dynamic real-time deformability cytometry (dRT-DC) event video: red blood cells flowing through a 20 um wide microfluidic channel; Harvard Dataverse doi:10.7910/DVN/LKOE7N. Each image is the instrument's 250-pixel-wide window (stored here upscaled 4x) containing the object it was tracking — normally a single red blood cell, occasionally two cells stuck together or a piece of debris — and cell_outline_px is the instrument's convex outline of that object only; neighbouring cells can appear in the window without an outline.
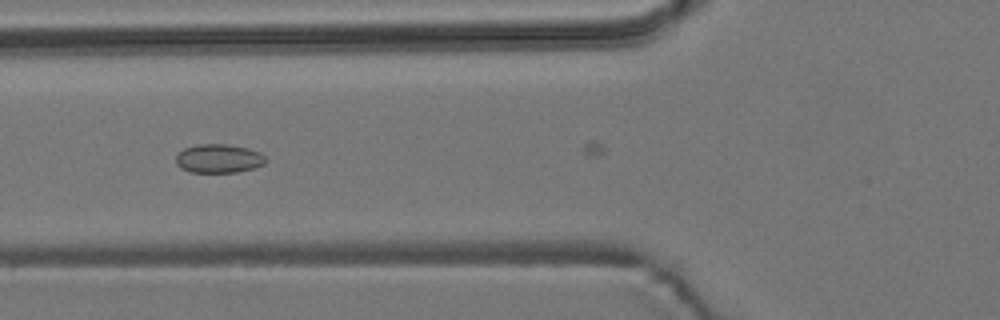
{"species": "common noctule bat (a hibernating species)", "species_latin": "Nyctalus noctula", "temperature_condition": "room temperature", "stored_images_in_passage": 32, "camera_frame_rate_fps": 3000, "um_per_image_px": 0.085, "animal": {"sex": "male", "body_mass_g": 19.2, "forearm_length_mm": 51.8}, "frame": {"image": 1, "passage_image": 4, "time_ms": 1.0, "image_size_px": [1000, 320], "cell_outline_px": [[268, 160], [264, 164], [256, 168], [236, 172], [192, 172], [180, 168], [176, 164], [176, 156], [184, 148], [196, 144], [228, 144], [248, 148], [260, 152]], "centroid_in_image_um": [18.61, 13.47], "position_along_channel_um": 107.2, "area_um2": 15.2}}
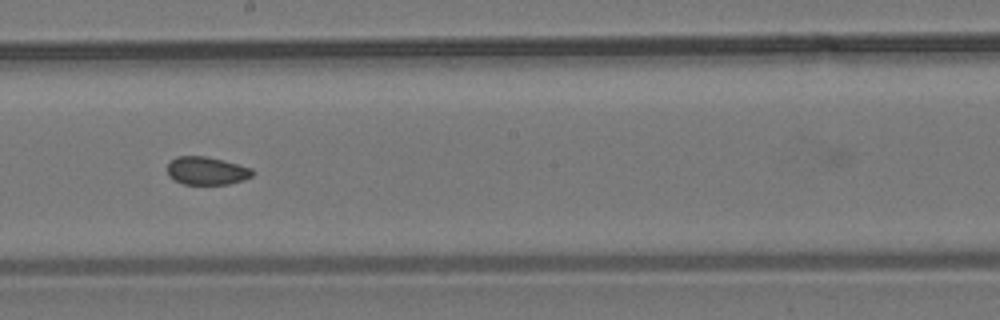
{"frame": {"image": 2, "passage_image": 14, "time_ms": 4.333, "image_size_px": [1000, 320], "cell_outline_px": [[256, 172], [252, 176], [244, 180], [228, 184], [184, 184], [168, 176], [168, 164], [176, 156], [204, 156], [224, 160], [252, 168]], "centroid_in_image_um": [17.61, 14.51], "position_along_channel_um": 230.6, "area_um2": 13.93}}
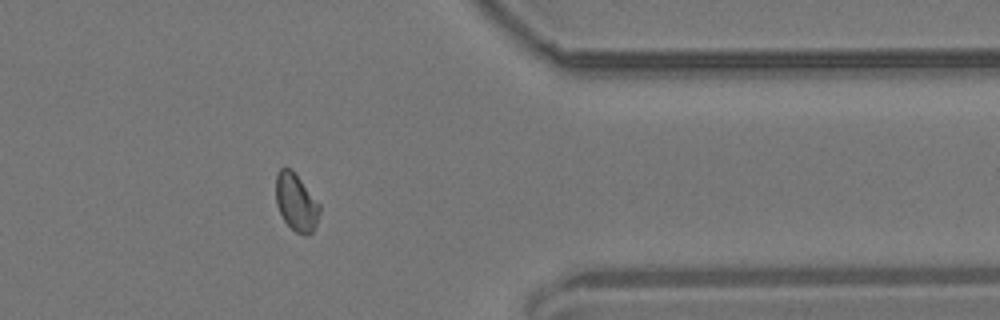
{"frame": {"image": 3, "passage_image": 28, "time_ms": 9.0, "image_size_px": [1000, 320], "cell_outline_px": [[320, 212], [316, 224], [312, 232], [308, 236], [304, 236], [296, 232], [284, 220], [276, 204], [276, 172], [280, 168], [292, 168], [320, 204]], "centroid_in_image_um": [25.18, 17.18], "position_along_channel_um": 386.2, "area_um2": 14.74}}